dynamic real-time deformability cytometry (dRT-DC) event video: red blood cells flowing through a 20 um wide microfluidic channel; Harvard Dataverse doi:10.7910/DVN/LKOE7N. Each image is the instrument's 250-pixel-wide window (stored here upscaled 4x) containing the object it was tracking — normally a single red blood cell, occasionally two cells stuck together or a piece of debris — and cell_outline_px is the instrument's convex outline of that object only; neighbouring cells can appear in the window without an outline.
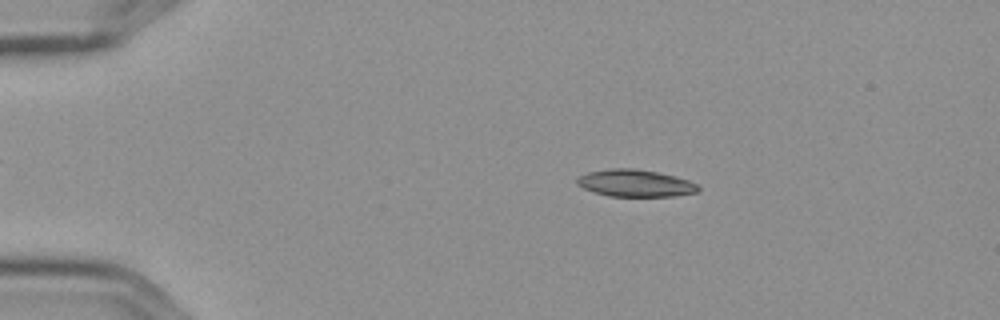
{"species": "Egyptian fruit bat (a non-hibernating species)", "species_latin": "Rousettus aegyptiacus", "temperature_condition": "cold", "stored_images_in_passage": 5, "camera_frame_rate_fps": 3000, "um_per_image_px": 0.085, "frame": {"image": 1, "passage_image": 2, "time_ms": 0.333, "image_size_px": [1000, 320], "cell_outline_px": [[700, 188], [696, 192], [676, 196], [612, 196], [596, 192], [584, 188], [576, 184], [576, 180], [580, 176], [588, 172], [608, 168], [636, 168], [676, 176], [688, 180], [696, 184]], "centroid_in_image_um": [54.0, 15.56], "position_along_channel_um": 31.0, "area_um2": 19.02}}
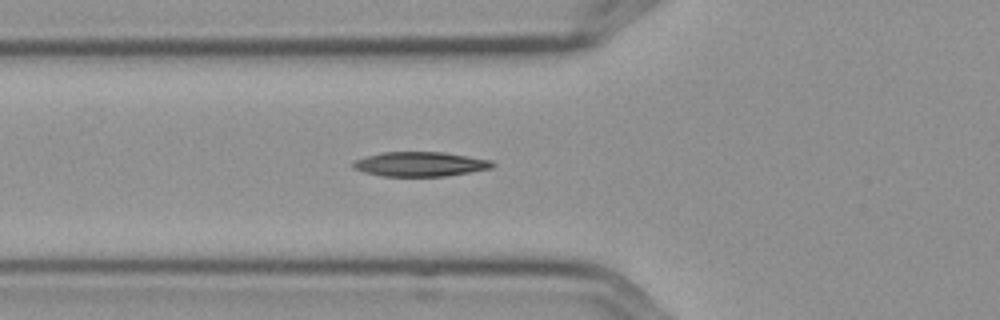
{"frame": {"image": 2, "passage_image": 5, "time_ms": 1.333, "image_size_px": [1000, 320], "cell_outline_px": [[496, 164], [492, 168], [444, 176], [384, 176], [364, 172], [352, 168], [352, 164], [356, 160], [380, 152], [444, 152], [492, 160]], "centroid_in_image_um": [35.73, 13.94], "position_along_channel_um": 90.1, "area_um2": 19.83}}